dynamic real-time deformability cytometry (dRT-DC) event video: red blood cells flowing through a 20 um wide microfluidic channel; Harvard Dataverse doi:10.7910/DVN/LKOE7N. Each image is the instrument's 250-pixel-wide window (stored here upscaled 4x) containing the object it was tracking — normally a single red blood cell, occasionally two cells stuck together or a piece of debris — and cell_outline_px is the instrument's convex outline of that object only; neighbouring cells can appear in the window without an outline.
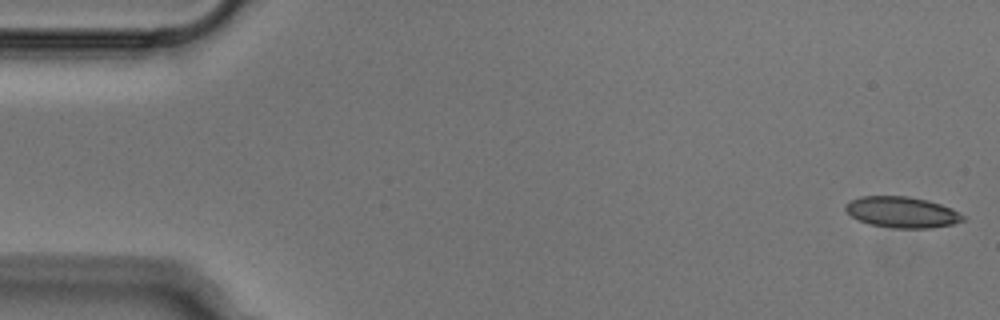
{"species": "Egyptian fruit bat (a non-hibernating species)", "species_latin": "Rousettus aegyptiacus", "temperature_condition": "cold", "stored_images_in_passage": 51, "camera_frame_rate_fps": 3000, "um_per_image_px": 0.085, "animal": {"sex": "male"}, "frame": {"image": 1, "passage_image": 1, "time_ms": 0.0, "image_size_px": [1000, 320], "cell_outline_px": [[964, 220], [952, 224], [928, 228], [892, 228], [868, 224], [852, 216], [844, 208], [844, 204], [860, 196], [908, 196], [928, 200], [952, 208], [964, 216]], "centroid_in_image_um": [76.65, 18.03], "position_along_channel_um": 8.3, "area_um2": 21.15}}
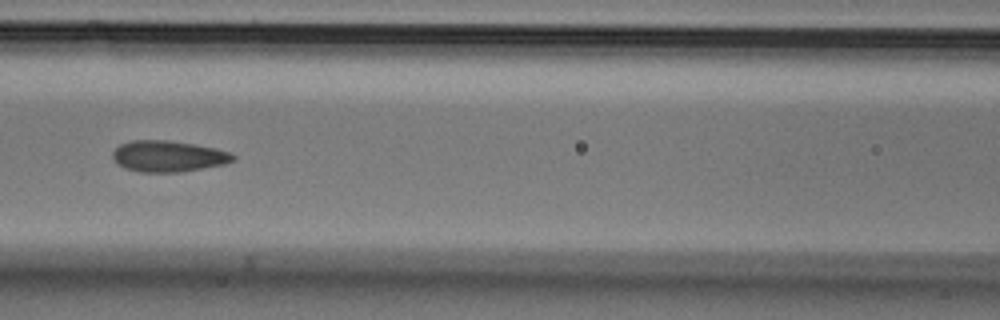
{"frame": {"image": 2, "passage_image": 22, "time_ms": 7.0, "image_size_px": [1000, 320], "cell_outline_px": [[236, 160], [224, 164], [180, 172], [140, 172], [124, 168], [116, 164], [112, 160], [112, 152], [120, 144], [132, 140], [168, 140], [216, 148], [228, 152], [236, 156]], "centroid_in_image_um": [14.26, 13.28], "position_along_channel_um": 152.3, "area_um2": 21.96}}
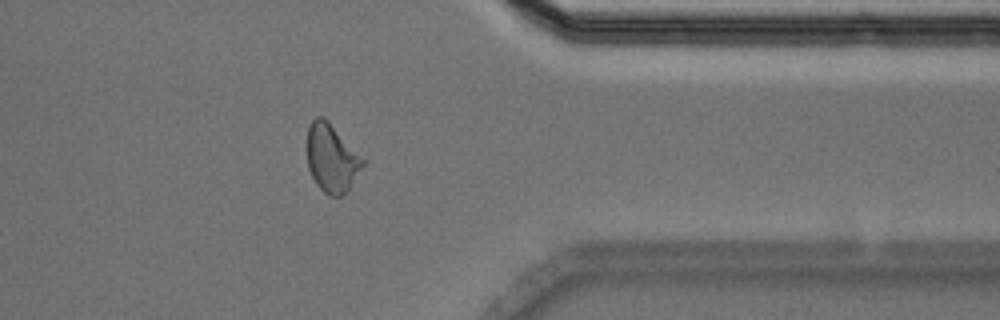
{"frame": {"image": 3, "passage_image": 41, "time_ms": 13.333, "image_size_px": [1000, 320], "cell_outline_px": [[364, 164], [348, 188], [340, 196], [328, 196], [316, 184], [308, 168], [304, 144], [308, 124], [316, 116], [324, 116], [328, 120], [364, 160]], "centroid_in_image_um": [28.1, 13.39], "position_along_channel_um": 383.3, "area_um2": 22.25}}